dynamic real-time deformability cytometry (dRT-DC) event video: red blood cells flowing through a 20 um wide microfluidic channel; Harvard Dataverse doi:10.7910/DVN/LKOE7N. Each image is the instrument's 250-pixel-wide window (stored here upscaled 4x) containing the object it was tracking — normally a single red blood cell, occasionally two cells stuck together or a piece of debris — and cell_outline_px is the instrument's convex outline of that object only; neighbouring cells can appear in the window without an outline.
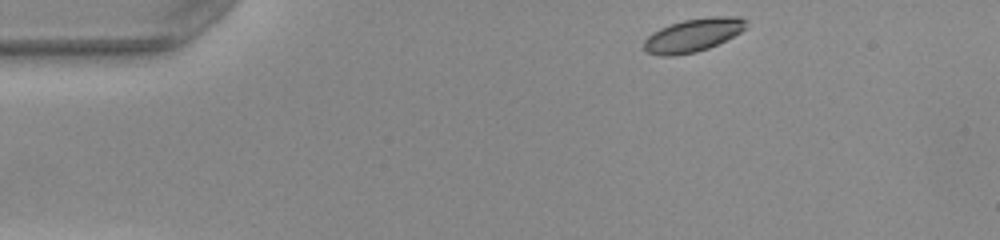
{"species": "common noctule bat (a hibernating species)", "species_latin": "Nyctalus noctula", "temperature_condition": "warm", "stored_images_in_passage": 44, "camera_frame_rate_fps": 3000, "um_per_image_px": 0.085, "animal": {"sex": "female", "body_mass_g": 22.0, "forearm_length_mm": 56.7}, "frame": {"image": 1, "passage_image": 1, "time_ms": 0.0, "image_size_px": [1000, 240], "cell_outline_px": [[748, 28], [708, 48], [696, 52], [672, 56], [660, 56], [648, 52], [644, 48], [644, 40], [652, 32], [660, 28], [684, 20], [712, 16], [740, 16], [748, 20]], "centroid_in_image_um": [58.94, 2.97], "position_along_channel_um": 26.1, "area_um2": 19.77}}
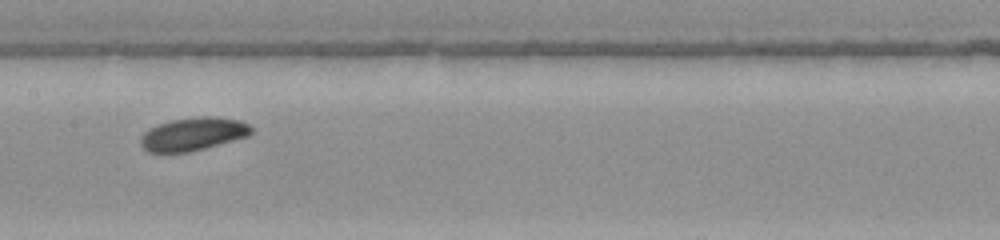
{"frame": {"image": 2, "passage_image": 19, "time_ms": 6.0, "image_size_px": [1000, 240], "cell_outline_px": [[252, 132], [248, 136], [204, 148], [188, 152], [148, 152], [140, 144], [140, 136], [148, 128], [172, 120], [204, 116], [216, 116], [240, 120], [248, 124], [252, 128]], "centroid_in_image_um": [16.41, 11.39], "position_along_channel_um": 191.0, "area_um2": 21.21}}
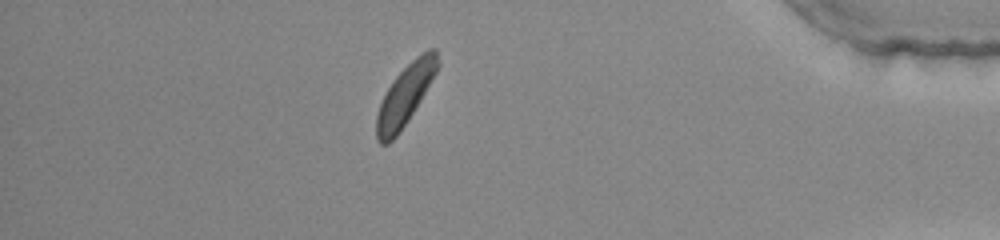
{"frame": {"image": 3, "passage_image": 38, "time_ms": 12.333, "image_size_px": [1000, 240], "cell_outline_px": [[440, 64], [436, 72], [420, 100], [408, 120], [396, 136], [388, 144], [380, 144], [376, 140], [376, 116], [380, 104], [388, 88], [396, 76], [416, 56], [428, 48], [436, 48]], "centroid_in_image_um": [34.44, 8.07], "position_along_channel_um": 400.8, "area_um2": 21.15}, "authors_computed_cell_mechanics": {"area_um2": 20.7791, "velocity_mm_per_s": 3.9494, "shape_relaxation_time_tau1_ms": null, "shape_relaxation_time_tau2_ms": 7.2219, "deformation_change_tau1": null, "deformation_change_tau2": 0.1466}}